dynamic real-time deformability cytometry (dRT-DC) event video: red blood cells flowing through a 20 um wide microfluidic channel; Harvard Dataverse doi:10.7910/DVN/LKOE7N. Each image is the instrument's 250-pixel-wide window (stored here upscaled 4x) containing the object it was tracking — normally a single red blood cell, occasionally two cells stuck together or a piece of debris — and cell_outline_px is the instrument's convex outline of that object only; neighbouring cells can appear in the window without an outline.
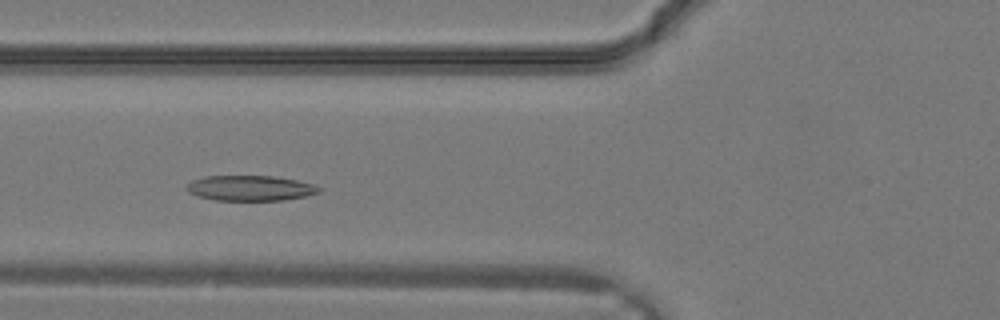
{"species": "common noctule bat (a hibernating species)", "species_latin": "Nyctalus noctula", "temperature_condition": "warm", "stored_images_in_passage": 8, "camera_frame_rate_fps": 3000, "um_per_image_px": 0.085, "animal": {"sex": "male", "body_mass_g": 19.2, "forearm_length_mm": 51.8}, "frame": {"image": 1, "passage_image": 4, "time_ms": 1.0, "image_size_px": [1000, 320], "cell_outline_px": [[320, 192], [304, 196], [284, 200], [216, 200], [196, 196], [188, 192], [184, 188], [192, 180], [204, 176], [276, 176], [296, 180], [312, 184], [320, 188]], "centroid_in_image_um": [21.22, 15.99], "position_along_channel_um": 104.6, "area_um2": 19.48}}
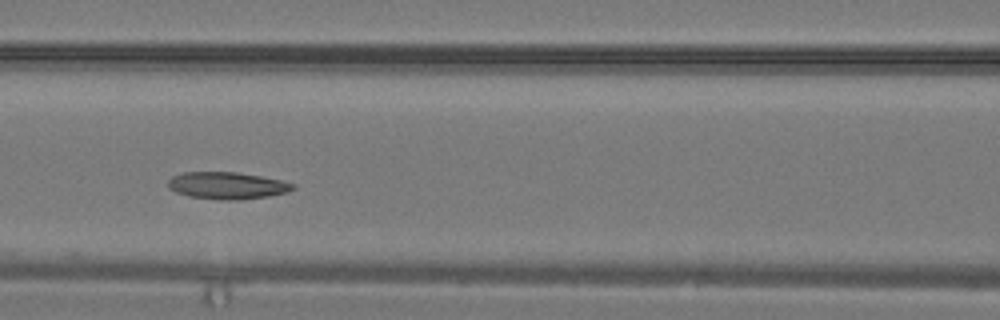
{"frame": {"image": 2, "passage_image": 6, "time_ms": 1.667, "image_size_px": [1000, 320], "cell_outline_px": [[296, 188], [288, 192], [268, 196], [240, 200], [220, 200], [188, 196], [176, 192], [168, 188], [168, 180], [172, 176], [184, 172], [236, 172], [260, 176], [280, 180], [296, 184]], "centroid_in_image_um": [19.31, 15.77], "position_along_channel_um": 147.3, "area_um2": 19.77}}